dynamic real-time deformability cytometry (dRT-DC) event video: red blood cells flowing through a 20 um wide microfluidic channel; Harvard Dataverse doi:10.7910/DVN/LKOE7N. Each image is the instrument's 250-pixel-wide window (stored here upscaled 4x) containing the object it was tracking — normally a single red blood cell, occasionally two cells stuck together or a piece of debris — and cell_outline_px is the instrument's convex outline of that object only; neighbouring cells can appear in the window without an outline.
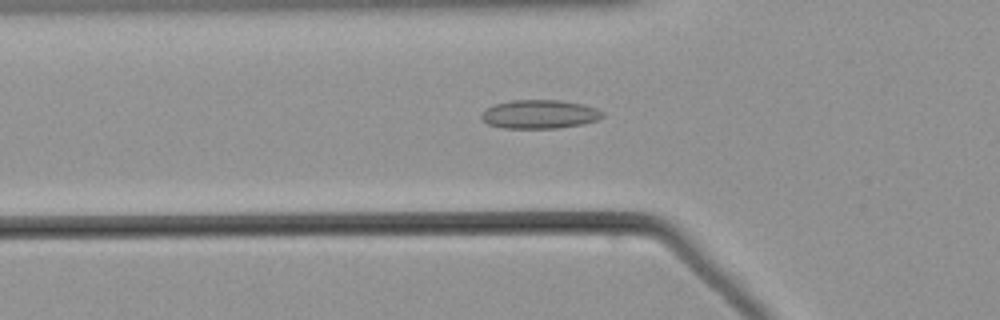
{"species": "common noctule bat (a hibernating species)", "species_latin": "Nyctalus noctula", "temperature_condition": "warm", "stored_images_in_passage": 39, "camera_frame_rate_fps": 3000, "um_per_image_px": 0.085, "animal": {"sex": "male", "body_mass_g": 21.5, "forearm_length_mm": 52.0}, "frame": {"image": 1, "passage_image": 4, "time_ms": 1.0, "image_size_px": [1000, 320], "cell_outline_px": [[604, 116], [596, 120], [580, 124], [556, 128], [504, 128], [488, 124], [480, 116], [488, 108], [496, 104], [512, 100], [560, 100], [584, 104], [596, 108], [604, 112]], "centroid_in_image_um": [45.89, 9.7], "position_along_channel_um": 79.9, "area_um2": 20.06}}
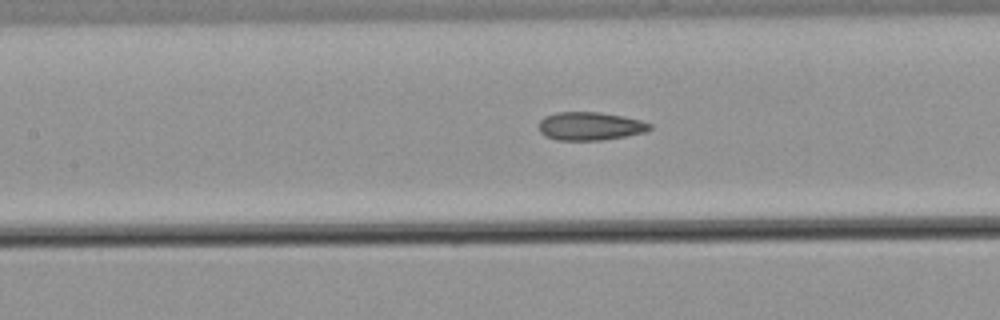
{"frame": {"image": 2, "passage_image": 10, "time_ms": 3.0, "image_size_px": [1000, 320], "cell_outline_px": [[652, 128], [644, 132], [604, 140], [556, 140], [544, 136], [540, 132], [540, 120], [544, 116], [556, 112], [596, 112], [620, 116], [640, 120], [652, 124]], "centroid_in_image_um": [50.12, 10.73], "position_along_channel_um": 157.3, "area_um2": 18.15}}
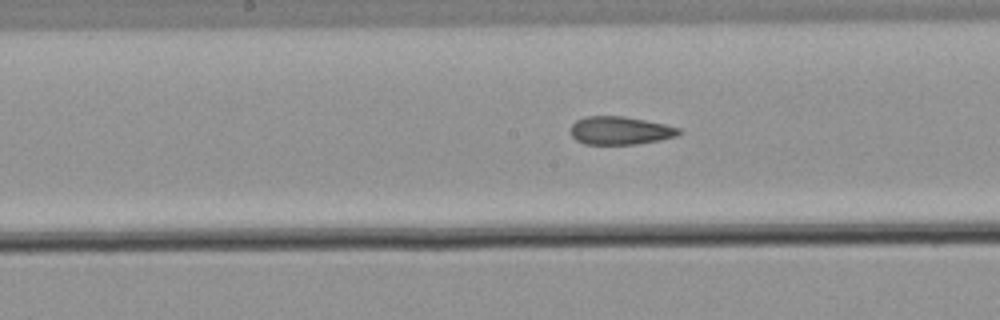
{"frame": {"image": 3, "passage_image": 13, "time_ms": 4.0, "image_size_px": [1000, 320], "cell_outline_px": [[684, 132], [676, 136], [660, 140], [636, 144], [584, 144], [576, 140], [572, 136], [572, 124], [576, 120], [588, 116], [624, 116], [664, 124], [680, 128]], "centroid_in_image_um": [52.74, 11.1], "position_along_channel_um": 195.5, "area_um2": 17.69}}